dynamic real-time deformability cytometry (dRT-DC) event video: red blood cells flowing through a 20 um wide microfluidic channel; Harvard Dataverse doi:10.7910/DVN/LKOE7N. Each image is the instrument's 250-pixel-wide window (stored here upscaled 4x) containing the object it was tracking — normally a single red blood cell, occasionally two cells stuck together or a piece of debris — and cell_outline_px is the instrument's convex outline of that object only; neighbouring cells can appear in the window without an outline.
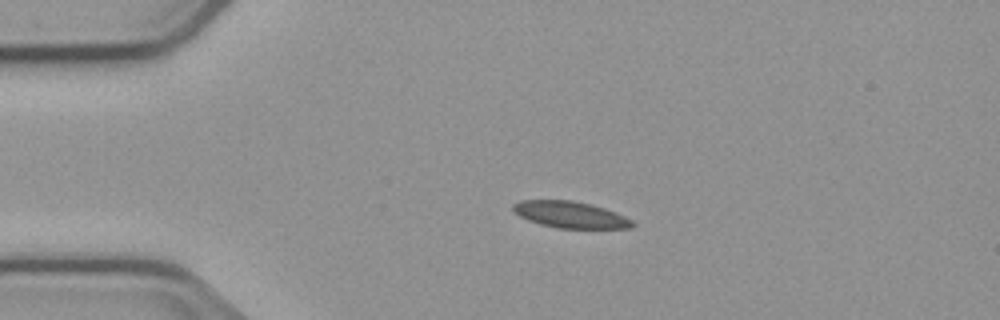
{"species": "common noctule bat (a hibernating species)", "species_latin": "Nyctalus noctula", "temperature_condition": "cold", "stored_images_in_passage": 3, "camera_frame_rate_fps": 3000, "um_per_image_px": 0.085, "animal": {"sex": "male", "body_mass_g": 23.1, "forearm_length_mm": 52.7}, "frame": {"image": 1, "passage_image": 2, "time_ms": 2.0, "image_size_px": [1000, 320], "cell_outline_px": [[636, 224], [632, 228], [556, 228], [540, 224], [528, 220], [520, 216], [512, 208], [512, 204], [520, 200], [572, 200], [592, 204], [616, 212], [632, 220]], "centroid_in_image_um": [48.49, 18.24], "position_along_channel_um": 36.5, "area_um2": 18.5}}